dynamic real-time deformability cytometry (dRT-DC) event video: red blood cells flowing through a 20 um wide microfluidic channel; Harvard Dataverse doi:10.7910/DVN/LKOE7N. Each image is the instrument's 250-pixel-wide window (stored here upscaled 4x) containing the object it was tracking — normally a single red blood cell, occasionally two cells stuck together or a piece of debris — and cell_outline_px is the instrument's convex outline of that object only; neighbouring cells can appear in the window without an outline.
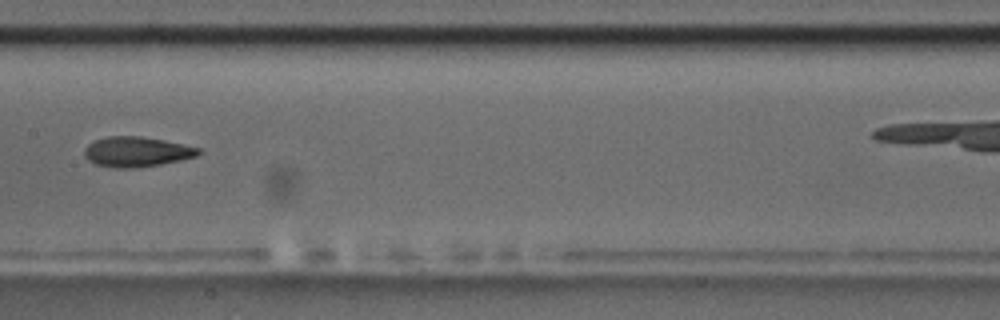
{"species": "common noctule bat (a hibernating species)", "species_latin": "Nyctalus noctula", "temperature_condition": "room temperature", "stored_images_in_passage": 10, "camera_frame_rate_fps": 3000, "um_per_image_px": 0.085, "animal": {"sex": "male", "body_mass_g": 17.5, "forearm_length_mm": 52.3}, "frame": {"image": 1, "passage_image": 4, "time_ms": 3.667, "image_size_px": [1000, 320], "cell_outline_px": [[200, 152], [196, 156], [180, 160], [160, 164], [136, 168], [112, 168], [96, 164], [88, 160], [84, 156], [84, 148], [88, 144], [96, 140], [108, 136], [140, 136], [164, 140], [184, 144], [200, 148]], "centroid_in_image_um": [11.59, 12.9], "position_along_channel_um": 195.8, "area_um2": 20.0}}
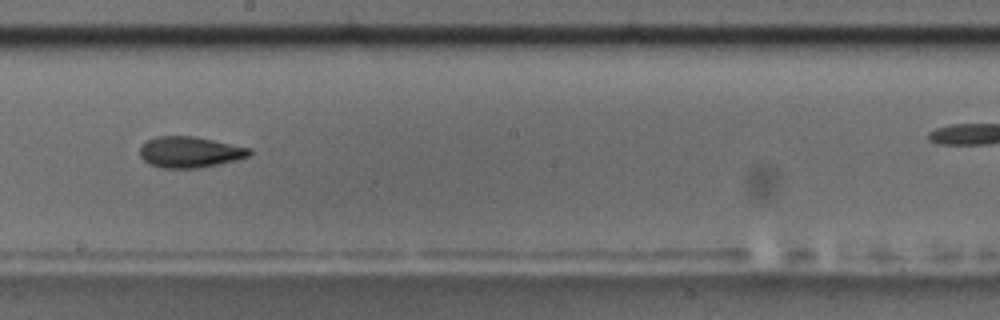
{"frame": {"image": 2, "passage_image": 5, "time_ms": 4.667, "image_size_px": [1000, 320], "cell_outline_px": [[252, 152], [248, 156], [236, 160], [200, 168], [160, 168], [148, 164], [140, 156], [140, 144], [144, 140], [156, 136], [192, 136], [252, 148]], "centroid_in_image_um": [16.09, 12.92], "position_along_channel_um": 232.1, "area_um2": 20.0}, "authors_computed_cell_mechanics": {"area_um2": 19.7098, "velocity_mm_per_s": 3.6479, "shape_relaxation_time_tau1_ms": 5.6749, "shape_relaxation_time_tau2_ms": 2.4764, "deformation_change_tau1": 0.149, "deformation_change_tau2": 0.0814}}